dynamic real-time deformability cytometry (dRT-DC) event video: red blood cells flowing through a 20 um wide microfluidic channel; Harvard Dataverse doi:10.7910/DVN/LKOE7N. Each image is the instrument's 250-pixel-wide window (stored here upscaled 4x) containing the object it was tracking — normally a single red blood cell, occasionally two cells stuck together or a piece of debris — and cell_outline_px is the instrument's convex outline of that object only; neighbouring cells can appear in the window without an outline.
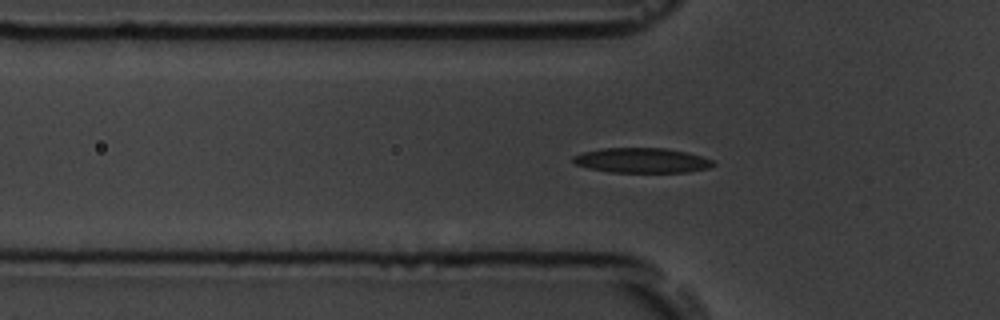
{"species": "common noctule bat (a hibernating species)", "species_latin": "Nyctalus noctula", "temperature_condition": "room temperature", "stored_images_in_passage": 55, "camera_frame_rate_fps": 3000, "um_per_image_px": 0.085, "animal": {"sex": "male", "body_mass_g": 19.5, "forearm_length_mm": 54.6}, "frame": {"image": 1, "passage_image": 17, "time_ms": 5.333, "image_size_px": [1000, 320], "cell_outline_px": [[716, 164], [708, 168], [688, 172], [608, 172], [588, 168], [576, 164], [572, 160], [572, 156], [584, 152], [604, 148], [668, 148], [688, 152], [712, 160]], "centroid_in_image_um": [54.56, 13.63], "position_along_channel_um": 71.2, "area_um2": 20.35}}
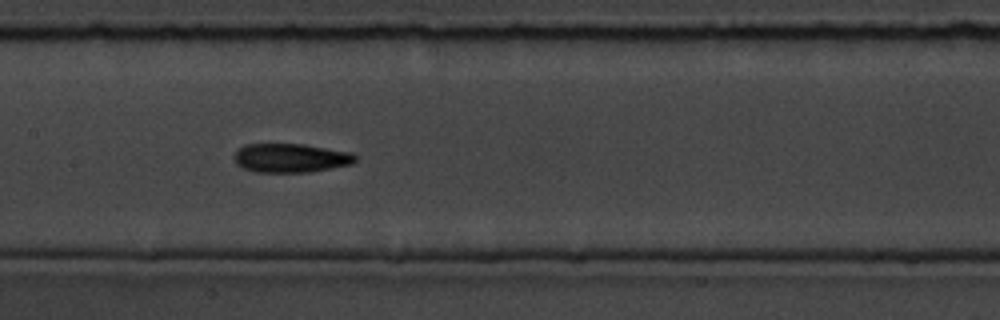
{"frame": {"image": 2, "passage_image": 26, "time_ms": 8.333, "image_size_px": [1000, 320], "cell_outline_px": [[356, 160], [352, 164], [308, 172], [256, 172], [244, 168], [236, 164], [232, 156], [236, 148], [244, 144], [304, 144], [352, 152], [356, 156]], "centroid_in_image_um": [24.66, 13.41], "position_along_channel_um": 182.7, "area_um2": 20.63}}
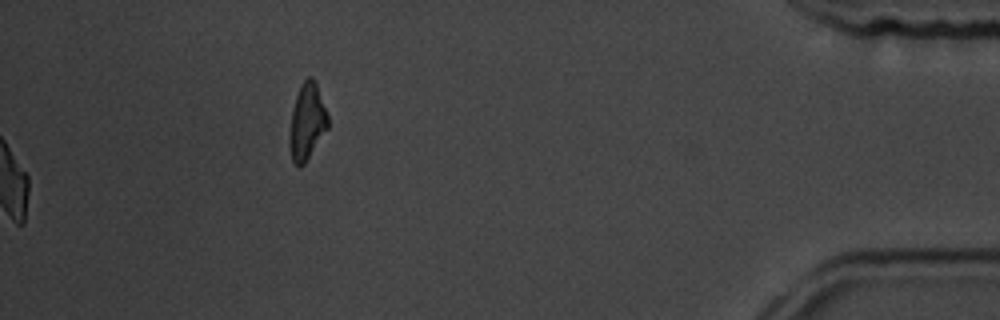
{"frame": {"image": 3, "passage_image": 55, "time_ms": 18.0, "image_size_px": [1000, 320], "cell_outline_px": [[328, 128], [304, 164], [300, 168], [296, 168], [292, 160], [288, 144], [288, 136], [292, 108], [300, 84], [308, 76], [312, 76], [316, 84], [328, 116]], "centroid_in_image_um": [26.06, 10.38], "position_along_channel_um": 409.1, "area_um2": 17.22}, "authors_computed_cell_mechanics": {"area_um2": 20.0566, "velocity_mm_per_s": 3.7051, "shape_relaxation_time_tau1_ms": 4.0951, "shape_relaxation_time_tau2_ms": 4.3499, "deformation_change_tau1": 0.1444, "deformation_change_tau2": 0.1128}}